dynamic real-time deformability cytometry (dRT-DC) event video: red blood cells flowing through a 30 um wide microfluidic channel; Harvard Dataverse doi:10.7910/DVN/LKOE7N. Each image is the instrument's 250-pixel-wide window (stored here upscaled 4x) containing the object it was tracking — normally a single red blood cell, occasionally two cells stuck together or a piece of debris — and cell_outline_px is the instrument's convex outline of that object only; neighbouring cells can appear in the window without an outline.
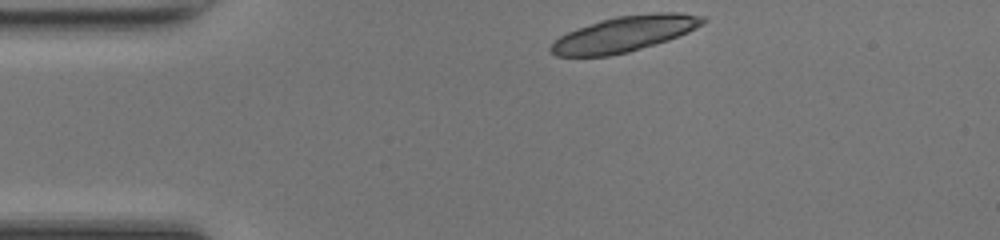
{"species": "common noctule bat (a hibernating species)", "species_latin": "Nyctalus noctula", "temperature_condition": "room temperature", "stored_images_in_passage": 40, "camera_frame_rate_fps": 3000, "um_per_image_px": 0.085, "animal": {"sex": "female", "body_mass_g": 17.0, "forearm_length_mm": 48.0}, "frame": {"image": 1, "passage_image": 1, "time_ms": 0.0, "image_size_px": [1000, 240], "cell_outline_px": [[708, 20], [704, 24], [688, 32], [668, 40], [628, 52], [608, 56], [556, 56], [548, 48], [560, 36], [568, 32], [600, 20], [616, 16], [656, 12], [680, 12], [704, 16]], "centroid_in_image_um": [53.13, 2.87], "position_along_channel_um": 31.9, "area_um2": 31.44}}
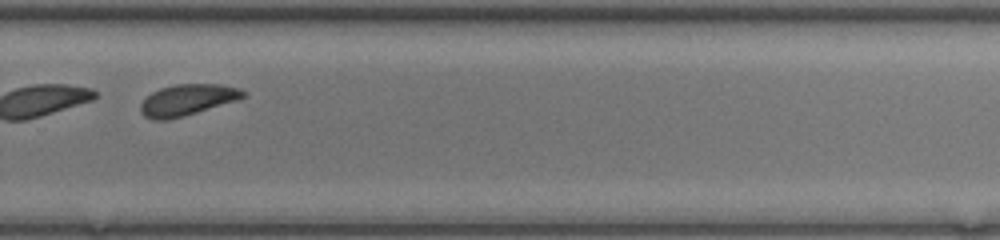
{"frame": {"image": 2, "passage_image": 25, "time_ms": 8.0, "image_size_px": [1000, 240], "cell_outline_px": [[248, 92], [244, 96], [236, 100], [184, 116], [168, 120], [152, 120], [144, 116], [140, 112], [140, 104], [152, 92], [160, 88], [176, 84], [220, 84], [240, 88]], "centroid_in_image_um": [15.91, 8.49], "position_along_channel_um": 313.9, "area_um2": 18.61}}
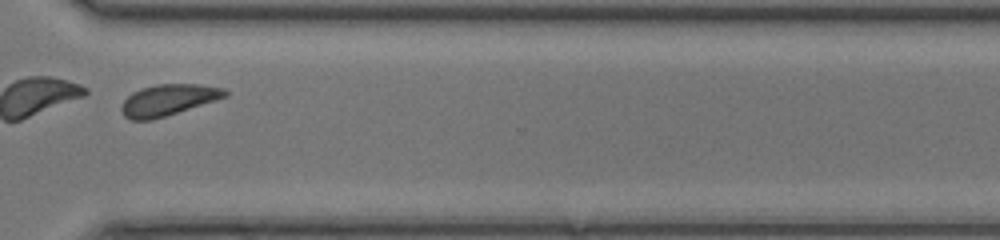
{"frame": {"image": 3, "passage_image": 28, "time_ms": 9.0, "image_size_px": [1000, 240], "cell_outline_px": [[228, 96], [216, 100], [152, 120], [132, 120], [124, 116], [120, 108], [124, 100], [132, 92], [140, 88], [156, 84], [200, 84], [224, 88], [228, 92]], "centroid_in_image_um": [14.29, 8.49], "position_along_channel_um": 356.3, "area_um2": 18.84}, "authors_computed_cell_mechanics": {"area_um2": 19.7965, "velocity_mm_per_s": 4.2181, "shape_relaxation_time_tau1_ms": 2.1997, "shape_relaxation_time_tau2_ms": 2.9573, "deformation_change_tau1": 0.0757, "deformation_change_tau2": 0.079}}